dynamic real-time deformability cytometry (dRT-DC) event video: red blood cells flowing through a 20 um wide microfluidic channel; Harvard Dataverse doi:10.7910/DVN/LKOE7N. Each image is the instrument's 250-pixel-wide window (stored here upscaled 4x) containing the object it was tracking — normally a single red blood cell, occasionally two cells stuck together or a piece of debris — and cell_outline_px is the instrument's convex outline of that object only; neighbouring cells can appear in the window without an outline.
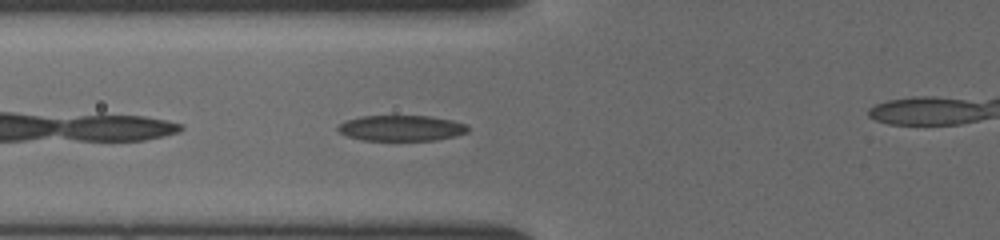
{"species": "common noctule bat (a hibernating species)", "species_latin": "Nyctalus noctula", "temperature_condition": "cold", "stored_images_in_passage": 31, "camera_frame_rate_fps": 3000, "um_per_image_px": 0.085, "animal": {"sex": "female", "body_mass_g": 19.5, "forearm_length_mm": 54.1}, "frame": {"image": 1, "passage_image": 3, "time_ms": 0.667, "image_size_px": [1000, 240], "cell_outline_px": [[468, 132], [456, 136], [436, 140], [360, 140], [348, 136], [340, 132], [336, 128], [344, 120], [360, 116], [432, 116], [452, 120], [468, 124]], "centroid_in_image_um": [34.13, 10.88], "position_along_channel_um": 91.7, "area_um2": 19.59}}
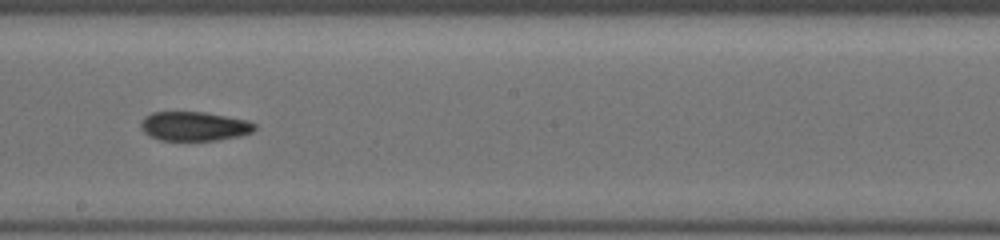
{"frame": {"image": 2, "passage_image": 13, "time_ms": 4.0, "image_size_px": [1000, 240], "cell_outline_px": [[256, 128], [252, 132], [240, 136], [216, 140], [160, 140], [148, 136], [140, 128], [140, 120], [144, 116], [152, 112], [204, 112], [248, 120], [256, 124]], "centroid_in_image_um": [16.48, 10.73], "position_along_channel_um": 231.7, "area_um2": 19.54}}
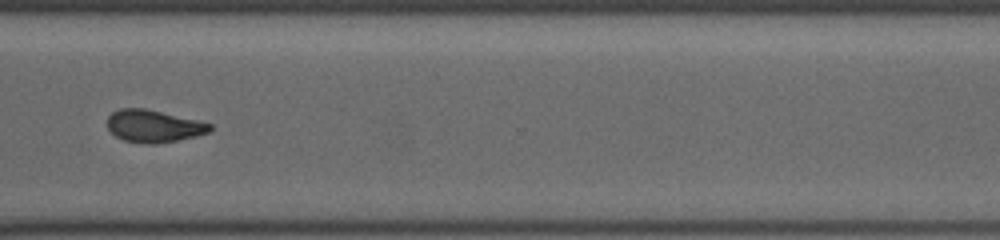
{"frame": {"image": 3, "passage_image": 22, "time_ms": 7.0, "image_size_px": [1000, 240], "cell_outline_px": [[212, 128], [208, 132], [196, 136], [156, 144], [148, 144], [124, 140], [116, 136], [108, 128], [108, 116], [112, 112], [120, 108], [144, 108], [196, 120], [212, 124]], "centroid_in_image_um": [13.04, 10.72], "position_along_channel_um": 357.6, "area_um2": 19.07}}